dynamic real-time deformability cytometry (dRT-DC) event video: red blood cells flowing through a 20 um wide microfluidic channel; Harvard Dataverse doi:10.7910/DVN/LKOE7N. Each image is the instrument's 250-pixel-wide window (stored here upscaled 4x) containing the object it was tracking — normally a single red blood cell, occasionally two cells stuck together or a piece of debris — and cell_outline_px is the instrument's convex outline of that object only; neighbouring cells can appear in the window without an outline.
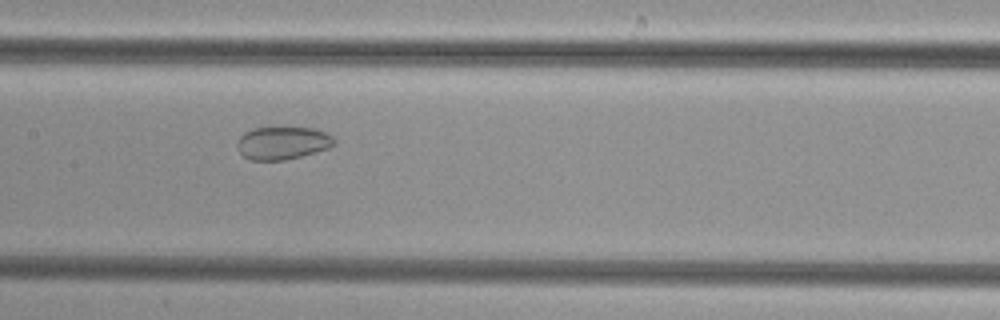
{"species": "common noctule bat (a hibernating species)", "species_latin": "Nyctalus noctula", "temperature_condition": "cold", "stored_images_in_passage": 52, "camera_frame_rate_fps": 3000, "um_per_image_px": 0.085, "animal": {"sex": "female", "body_mass_g": 29.2, "forearm_length_mm": 56.3}, "frame": {"image": 1, "passage_image": 26, "time_ms": 8.333, "image_size_px": [1000, 320], "cell_outline_px": [[336, 144], [328, 148], [300, 156], [284, 160], [248, 160], [240, 152], [236, 144], [236, 140], [244, 132], [256, 128], [316, 128], [328, 132], [336, 140]], "centroid_in_image_um": [24.03, 12.15], "position_along_channel_um": 183.4, "area_um2": 18.61}}
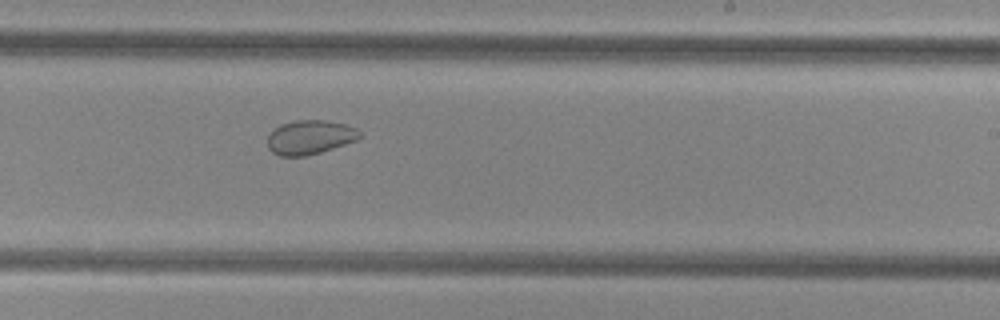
{"frame": {"image": 2, "passage_image": 32, "time_ms": 10.333, "image_size_px": [1000, 320], "cell_outline_px": [[364, 136], [356, 140], [320, 152], [304, 156], [280, 156], [272, 152], [268, 148], [268, 136], [280, 124], [296, 120], [324, 120], [348, 124], [356, 128]], "centroid_in_image_um": [26.37, 11.65], "position_along_channel_um": 262.6, "area_um2": 18.32}}
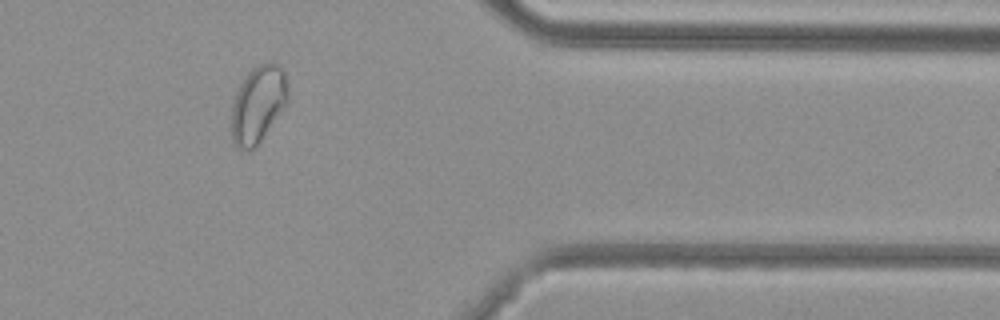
{"frame": {"image": 3, "passage_image": 43, "time_ms": 14.0, "image_size_px": [1000, 320], "cell_outline_px": [[288, 100], [256, 148], [236, 148], [232, 140], [232, 104], [236, 92], [244, 76], [252, 68], [268, 60], [284, 68], [288, 88]], "centroid_in_image_um": [21.94, 8.82], "position_along_channel_um": 389.5, "area_um2": 25.32}}